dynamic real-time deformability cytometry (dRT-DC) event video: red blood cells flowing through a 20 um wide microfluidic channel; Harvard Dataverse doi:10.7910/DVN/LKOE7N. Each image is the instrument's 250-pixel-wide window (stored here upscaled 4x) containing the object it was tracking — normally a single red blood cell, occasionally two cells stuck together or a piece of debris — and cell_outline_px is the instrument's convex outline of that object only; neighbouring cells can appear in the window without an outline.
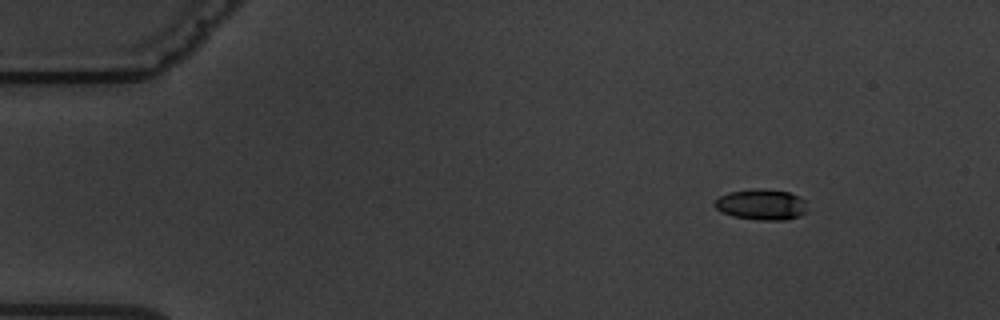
{"species": "common noctule bat (a hibernating species)", "species_latin": "Nyctalus noctula", "temperature_condition": "warm", "stored_images_in_passage": 6, "camera_frame_rate_fps": 3000, "um_per_image_px": 0.085, "animal": {"sex": "male", "body_mass_g": 19.5, "forearm_length_mm": 54.6}, "frame": {"image": 1, "passage_image": 3, "time_ms": 2.333, "image_size_px": [1000, 320], "cell_outline_px": [[808, 212], [800, 216], [784, 220], [756, 220], [732, 216], [720, 212], [712, 204], [720, 196], [728, 192], [756, 188], [764, 188], [788, 192], [800, 196], [804, 200]], "centroid_in_image_um": [64.72, 17.39], "position_along_channel_um": 20.3, "area_um2": 16.94}}
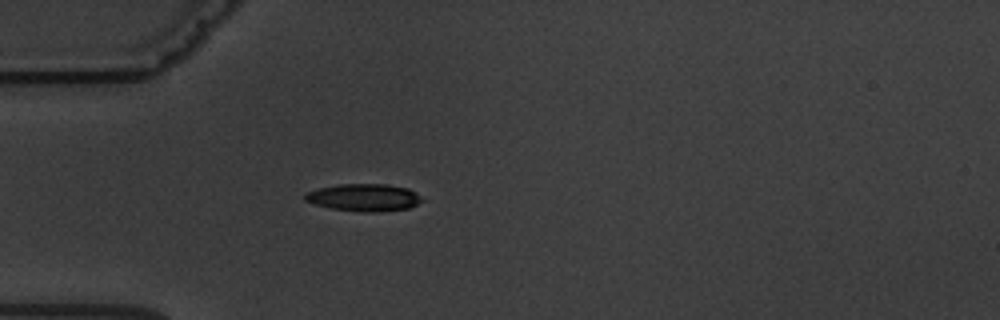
{"frame": {"image": 2, "passage_image": 6, "time_ms": 5.667, "image_size_px": [1000, 320], "cell_outline_px": [[424, 200], [408, 208], [376, 212], [360, 212], [332, 208], [316, 204], [304, 200], [304, 196], [308, 192], [320, 188], [340, 184], [384, 184], [408, 188], [416, 192]], "centroid_in_image_um": [30.97, 16.79], "position_along_channel_um": 54.0, "area_um2": 18.44}}